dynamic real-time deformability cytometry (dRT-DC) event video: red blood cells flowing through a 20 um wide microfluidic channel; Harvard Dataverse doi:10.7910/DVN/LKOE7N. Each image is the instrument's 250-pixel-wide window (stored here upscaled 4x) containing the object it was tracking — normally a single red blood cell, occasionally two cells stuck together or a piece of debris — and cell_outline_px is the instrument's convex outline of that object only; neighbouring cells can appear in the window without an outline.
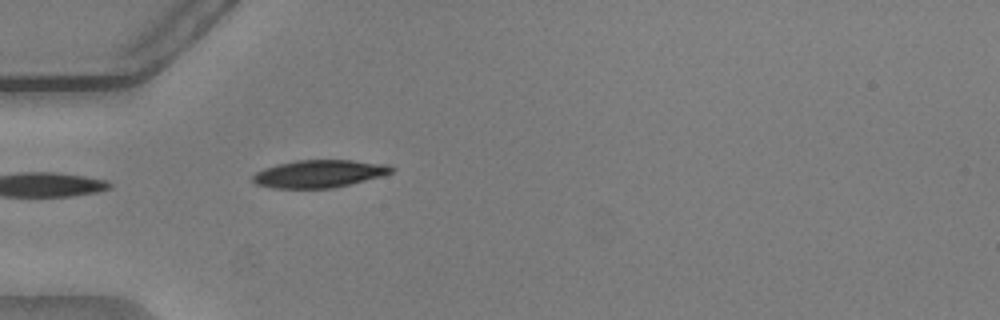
{"species": "common noctule bat (a hibernating species)", "species_latin": "Nyctalus noctula", "temperature_condition": "warm", "stored_images_in_passage": 18, "camera_frame_rate_fps": 3000, "um_per_image_px": 0.085, "animal": {"sex": "male", "body_mass_g": 20.5, "forearm_length_mm": 52.5}, "frame": {"image": 1, "passage_image": 1, "time_ms": 0.0, "image_size_px": [1000, 320], "cell_outline_px": [[396, 168], [392, 172], [384, 176], [332, 188], [272, 188], [256, 184], [252, 180], [252, 176], [256, 172], [264, 168], [276, 164], [296, 160], [352, 160], [388, 164]], "centroid_in_image_um": [27.15, 14.76], "position_along_channel_um": 57.8, "area_um2": 22.48}}